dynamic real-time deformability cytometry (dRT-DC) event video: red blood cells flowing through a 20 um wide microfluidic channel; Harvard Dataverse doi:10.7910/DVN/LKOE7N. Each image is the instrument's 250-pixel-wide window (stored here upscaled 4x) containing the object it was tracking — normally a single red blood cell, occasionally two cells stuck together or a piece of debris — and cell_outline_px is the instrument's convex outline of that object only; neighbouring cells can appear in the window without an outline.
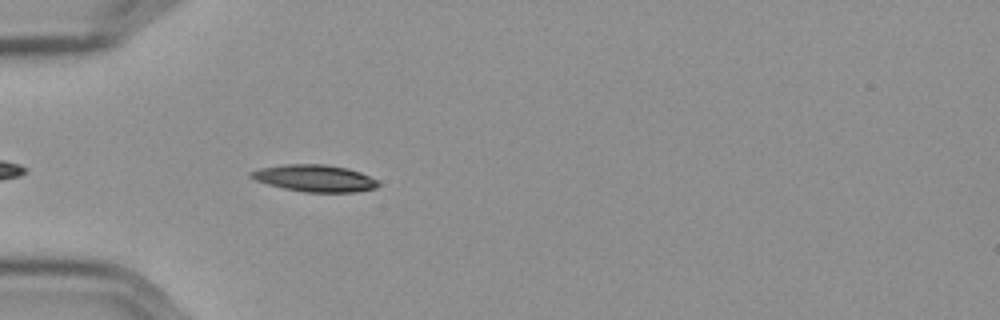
{"species": "Egyptian fruit bat (a non-hibernating species)", "species_latin": "Rousettus aegyptiacus", "temperature_condition": "cold", "stored_images_in_passage": 30, "camera_frame_rate_fps": 3000, "um_per_image_px": 0.085, "frame": {"image": 1, "passage_image": 5, "time_ms": 1.333, "image_size_px": [1000, 320], "cell_outline_px": [[380, 184], [376, 188], [356, 192], [304, 192], [284, 188], [268, 184], [256, 180], [248, 176], [248, 172], [260, 168], [284, 164], [324, 164], [348, 168], [360, 172], [380, 180]], "centroid_in_image_um": [26.78, 15.14], "position_along_channel_um": 58.2, "area_um2": 20.11}}
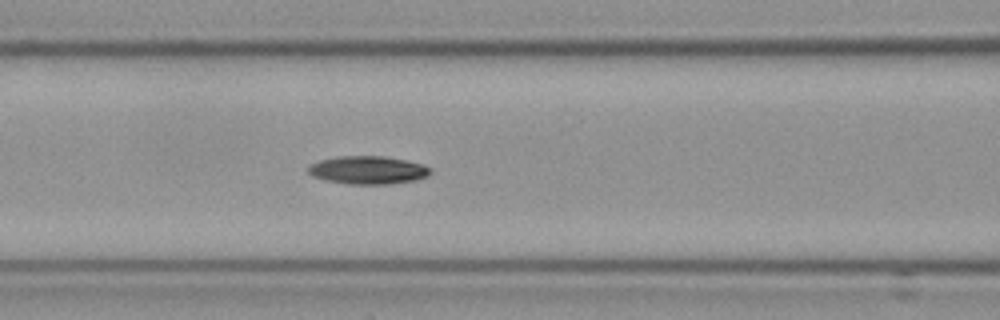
{"frame": {"image": 2, "passage_image": 12, "time_ms": 3.667, "image_size_px": [1000, 320], "cell_outline_px": [[432, 172], [428, 176], [416, 180], [388, 184], [348, 184], [328, 180], [312, 176], [308, 172], [308, 168], [312, 164], [320, 160], [336, 156], [384, 156], [408, 160], [424, 164], [432, 168]], "centroid_in_image_um": [31.34, 14.45], "position_along_channel_um": 135.3, "area_um2": 20.11}}
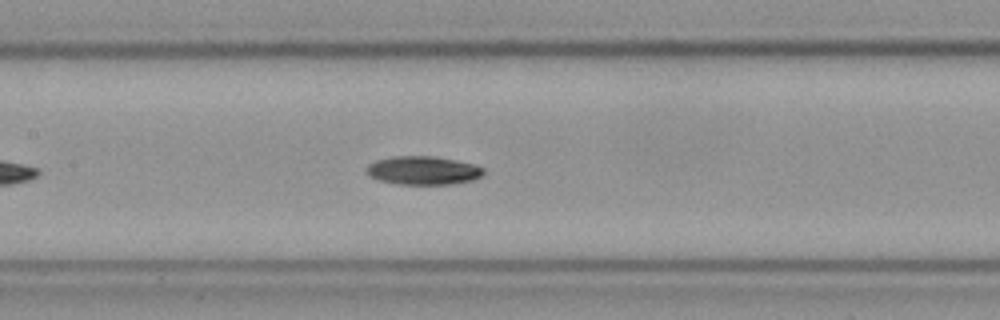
{"frame": {"image": 3, "passage_image": 15, "time_ms": 4.667, "image_size_px": [1000, 320], "cell_outline_px": [[484, 172], [480, 176], [472, 180], [452, 184], [396, 184], [380, 180], [368, 176], [368, 164], [376, 160], [392, 156], [432, 156], [456, 160], [472, 164], [484, 168]], "centroid_in_image_um": [35.95, 14.48], "position_along_channel_um": 171.5, "area_um2": 19.31}}